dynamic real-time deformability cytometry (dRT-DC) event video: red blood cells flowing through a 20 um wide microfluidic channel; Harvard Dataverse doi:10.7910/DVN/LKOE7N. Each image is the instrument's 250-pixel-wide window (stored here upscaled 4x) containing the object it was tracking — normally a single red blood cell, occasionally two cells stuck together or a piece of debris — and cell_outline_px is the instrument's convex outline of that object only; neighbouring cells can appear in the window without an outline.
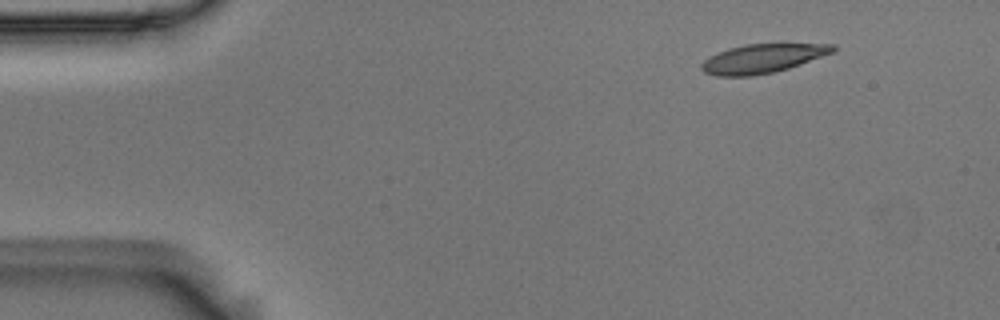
{"species": "Egyptian fruit bat (a non-hibernating species)", "species_latin": "Rousettus aegyptiacus", "temperature_condition": "room temperature", "stored_images_in_passage": 49, "camera_frame_rate_fps": 3000, "um_per_image_px": 0.085, "animal": {"sex": "male"}, "frame": {"image": 1, "passage_image": 1, "time_ms": 0.0, "image_size_px": [1000, 320], "cell_outline_px": [[836, 52], [788, 68], [772, 72], [752, 76], [716, 76], [704, 72], [700, 68], [700, 64], [704, 60], [728, 48], [744, 44], [836, 44]], "centroid_in_image_um": [64.83, 4.97], "position_along_channel_um": 20.2, "area_um2": 22.08}}
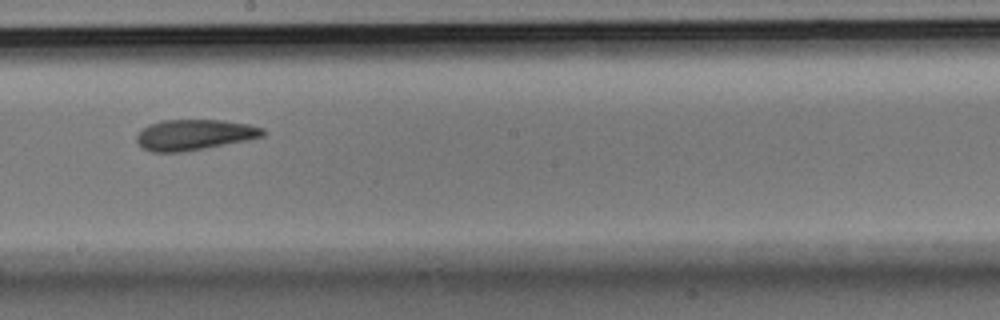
{"frame": {"image": 2, "passage_image": 25, "time_ms": 8.0, "image_size_px": [1000, 320], "cell_outline_px": [[264, 136], [248, 140], [184, 152], [152, 152], [144, 148], [136, 140], [136, 136], [148, 124], [160, 120], [220, 120], [248, 124], [264, 128]], "centroid_in_image_um": [16.52, 11.45], "position_along_channel_um": 231.7, "area_um2": 22.48}}
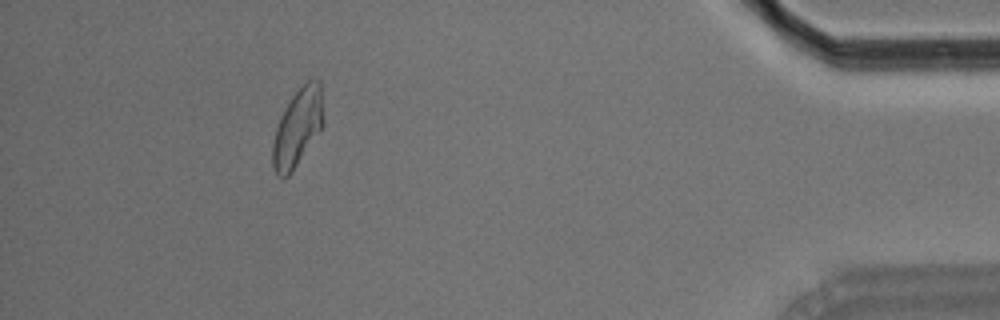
{"frame": {"image": 3, "passage_image": 44, "time_ms": 14.333, "image_size_px": [1000, 320], "cell_outline_px": [[324, 124], [292, 172], [288, 176], [276, 176], [272, 168], [272, 144], [276, 128], [280, 116], [284, 108], [292, 96], [308, 80], [320, 80]], "centroid_in_image_um": [25.28, 10.86], "position_along_channel_um": 409.9, "area_um2": 22.83}, "authors_computed_cell_mechanics": {"area_um2": 22.7732, "velocity_mm_per_s": 3.704, "shape_relaxation_time_tau1_ms": 4.311, "shape_relaxation_time_tau2_ms": 2.4363, "deformation_change_tau1": 0.1569, "deformation_change_tau2": 0.0974}}